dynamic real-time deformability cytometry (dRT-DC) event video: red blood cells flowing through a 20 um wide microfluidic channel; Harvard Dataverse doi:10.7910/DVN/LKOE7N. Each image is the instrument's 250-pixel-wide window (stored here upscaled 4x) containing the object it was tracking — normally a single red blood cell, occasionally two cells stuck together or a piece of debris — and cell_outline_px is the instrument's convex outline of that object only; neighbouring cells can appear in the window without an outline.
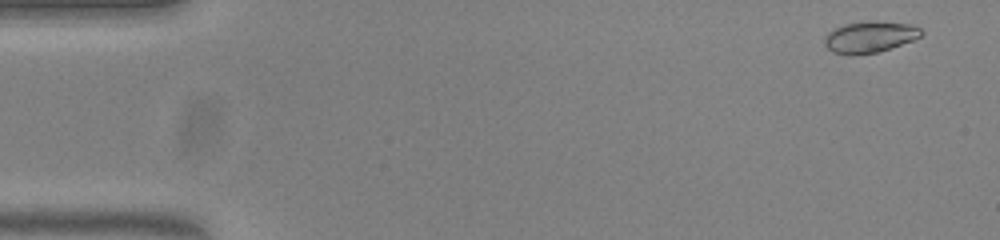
{"species": "common noctule bat (a hibernating species)", "species_latin": "Nyctalus noctula", "temperature_condition": "warm", "stored_images_in_passage": 53, "camera_frame_rate_fps": 3000, "um_per_image_px": 0.085, "animal": {"sex": "female", "body_mass_g": 23.0, "forearm_length_mm": 53.4}, "frame": {"image": 1, "passage_image": 2, "time_ms": 0.333, "image_size_px": [1000, 240], "cell_outline_px": [[924, 32], [920, 36], [912, 40], [876, 52], [852, 56], [848, 56], [832, 52], [824, 44], [824, 36], [828, 32], [844, 24], [908, 24], [920, 28]], "centroid_in_image_um": [73.85, 3.21], "position_along_channel_um": 11.2, "area_um2": 16.7}}
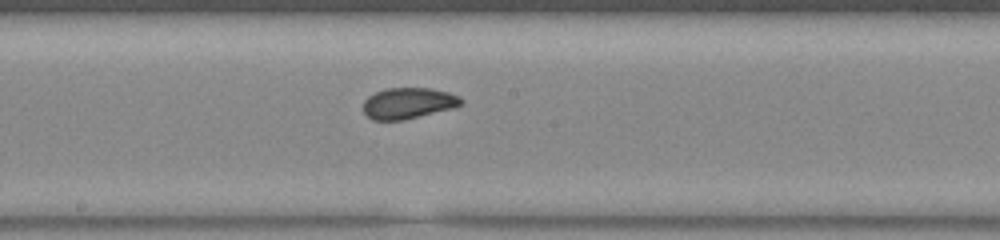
{"frame": {"image": 2, "passage_image": 28, "time_ms": 9.0, "image_size_px": [1000, 240], "cell_outline_px": [[464, 104], [452, 108], [400, 120], [372, 120], [364, 112], [364, 100], [368, 96], [376, 92], [388, 88], [432, 88], [448, 92], [460, 96], [464, 100]], "centroid_in_image_um": [34.72, 8.76], "position_along_channel_um": 213.5, "area_um2": 17.57}}
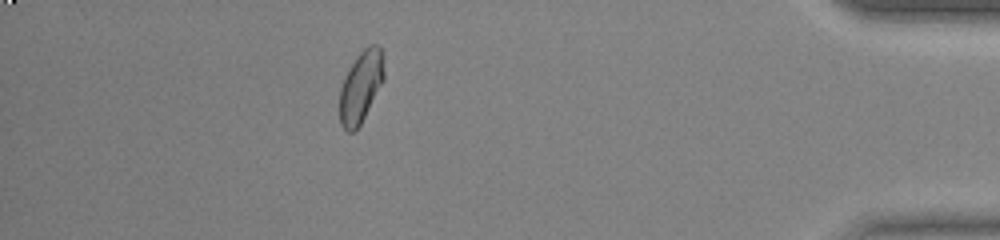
{"frame": {"image": 3, "passage_image": 47, "time_ms": 15.333, "image_size_px": [1000, 240], "cell_outline_px": [[384, 80], [360, 124], [352, 132], [348, 132], [340, 124], [340, 88], [344, 76], [348, 68], [356, 56], [368, 44], [380, 44], [384, 56]], "centroid_in_image_um": [30.69, 7.29], "position_along_channel_um": 404.5, "area_um2": 18.67}, "authors_computed_cell_mechanics": {"area_um2": 18.0914, "velocity_mm_per_s": 3.812, "shape_relaxation_time_tau1_ms": 7.903, "shape_relaxation_time_tau2_ms": null, "deformation_change_tau1": 0.1639, "deformation_change_tau2": null}}